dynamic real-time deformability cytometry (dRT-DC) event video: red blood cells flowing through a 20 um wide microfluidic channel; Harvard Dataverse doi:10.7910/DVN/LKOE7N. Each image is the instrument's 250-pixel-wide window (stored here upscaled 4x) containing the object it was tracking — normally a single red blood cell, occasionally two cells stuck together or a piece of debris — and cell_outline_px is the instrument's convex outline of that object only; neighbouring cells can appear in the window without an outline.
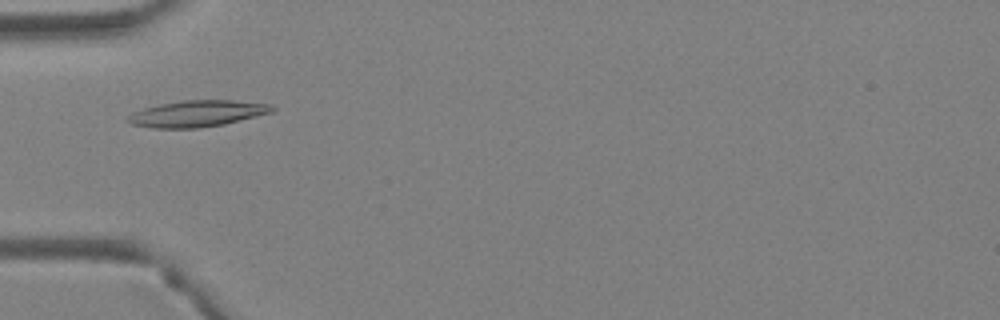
{"species": "Egyptian fruit bat (a non-hibernating species)", "species_latin": "Rousettus aegyptiacus", "temperature_condition": "warm", "stored_images_in_passage": 1, "camera_frame_rate_fps": 3000, "um_per_image_px": 0.085, "animal": {"sex": "female"}, "frame": {"image": 1, "passage_image": 1, "time_ms": 0.0, "image_size_px": [1000, 320], "cell_outline_px": [[276, 108], [272, 112], [224, 124], [196, 128], [152, 128], [132, 124], [124, 120], [132, 112], [144, 108], [160, 104], [180, 100], [232, 100], [268, 104]], "centroid_in_image_um": [16.71, 9.65], "position_along_channel_um": 68.3, "area_um2": 22.08}}